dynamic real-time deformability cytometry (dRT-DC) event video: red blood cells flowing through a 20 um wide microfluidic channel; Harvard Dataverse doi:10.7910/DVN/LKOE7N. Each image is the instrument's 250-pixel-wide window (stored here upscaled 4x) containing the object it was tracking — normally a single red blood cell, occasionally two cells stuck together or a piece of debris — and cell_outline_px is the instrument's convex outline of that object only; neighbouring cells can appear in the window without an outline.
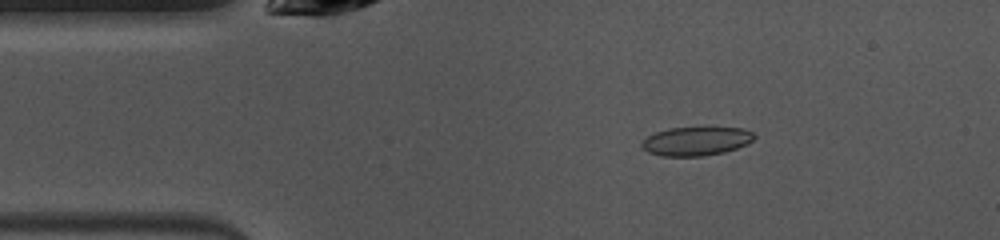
{"species": "common noctule bat (a hibernating species)", "species_latin": "Nyctalus noctula", "temperature_condition": "warm", "stored_images_in_passage": 48, "camera_frame_rate_fps": 3000, "um_per_image_px": 0.085, "animal": {"sex": "female", "body_mass_g": 10.0, "forearm_length_mm": 53.1}, "frame": {"image": 1, "passage_image": 7, "time_ms": 2.0, "image_size_px": [1000, 240], "cell_outline_px": [[756, 136], [748, 144], [724, 152], [704, 156], [660, 156], [648, 152], [640, 144], [648, 136], [656, 132], [668, 128], [744, 128], [752, 132]], "centroid_in_image_um": [59.18, 12.0], "position_along_channel_um": 25.8, "area_um2": 18.73}}
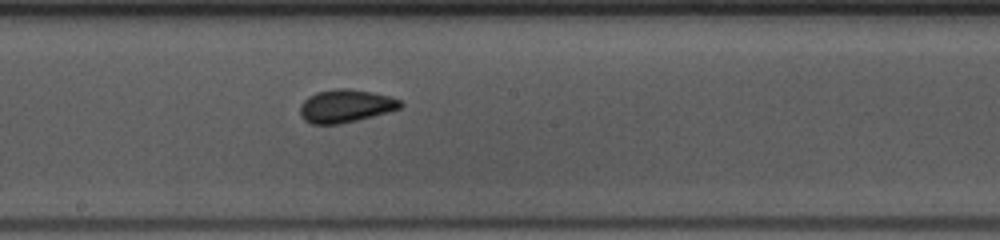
{"frame": {"image": 2, "passage_image": 24, "time_ms": 7.667, "image_size_px": [1000, 240], "cell_outline_px": [[404, 104], [400, 108], [388, 112], [340, 124], [312, 124], [304, 120], [300, 116], [300, 104], [308, 96], [316, 92], [336, 88], [344, 88], [372, 92], [392, 96], [400, 100]], "centroid_in_image_um": [29.37, 9.0], "position_along_channel_um": 218.8, "area_um2": 19.36}}
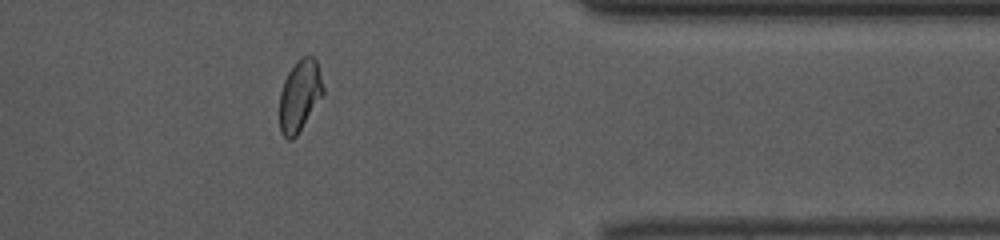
{"frame": {"image": 3, "passage_image": 38, "time_ms": 12.333, "image_size_px": [1000, 240], "cell_outline_px": [[324, 92], [296, 136], [292, 140], [288, 140], [280, 132], [280, 92], [284, 80], [288, 72], [296, 60], [300, 56], [312, 56], [316, 60], [324, 88]], "centroid_in_image_um": [25.46, 8.1], "position_along_channel_um": 385.9, "area_um2": 17.98}, "authors_computed_cell_mechanics": {"area_um2": 18.5827, "velocity_mm_per_s": 4.0347, "shape_relaxation_time_tau1_ms": 4.7868, "shape_relaxation_time_tau2_ms": 1.4386, "deformation_change_tau1": 0.1177, "deformation_change_tau2": 0.0522}}